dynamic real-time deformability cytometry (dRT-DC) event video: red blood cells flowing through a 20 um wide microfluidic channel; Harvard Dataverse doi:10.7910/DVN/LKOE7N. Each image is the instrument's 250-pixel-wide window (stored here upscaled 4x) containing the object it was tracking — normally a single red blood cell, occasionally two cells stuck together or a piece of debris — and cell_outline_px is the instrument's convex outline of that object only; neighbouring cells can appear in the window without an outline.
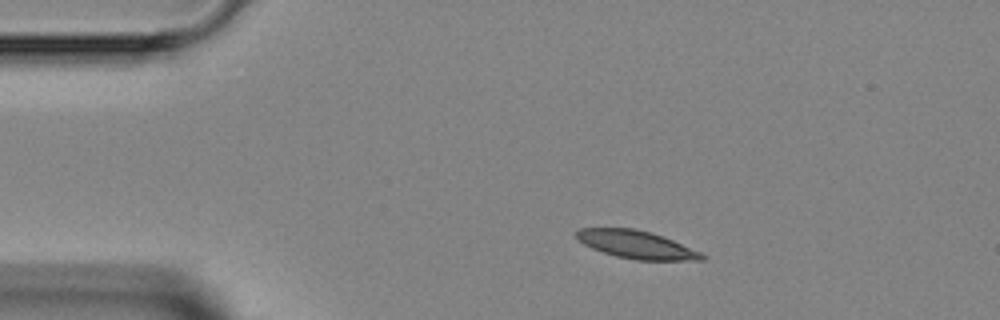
{"species": "Egyptian fruit bat (a non-hibernating species)", "species_latin": "Rousettus aegyptiacus", "temperature_condition": "room temperature", "stored_images_in_passage": 3, "segment_of_instrument_passage": [2, 2], "camera_frame_rate_fps": 3000, "um_per_image_px": 0.085, "animal": {"sex": "female"}, "frame": {"image": 1, "passage_image": 3, "time_ms": 7.667, "image_size_px": [1000, 320], "cell_outline_px": [[708, 256], [704, 260], [636, 260], [616, 256], [592, 248], [584, 244], [576, 236], [576, 232], [580, 228], [636, 228], [664, 236], [700, 252]], "centroid_in_image_um": [54.13, 20.79], "position_along_channel_um": 30.9, "area_um2": 20.29}}